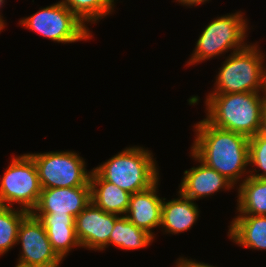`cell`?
Listing matches in <instances>:
<instances>
[{
  "mask_svg": "<svg viewBox=\"0 0 266 267\" xmlns=\"http://www.w3.org/2000/svg\"><path fill=\"white\" fill-rule=\"evenodd\" d=\"M193 127L196 137L190 151L235 186L242 183L249 176L250 170L247 168L249 166V138L233 131L214 127L204 118Z\"/></svg>",
  "mask_w": 266,
  "mask_h": 267,
  "instance_id": "cell-1",
  "label": "cell"
},
{
  "mask_svg": "<svg viewBox=\"0 0 266 267\" xmlns=\"http://www.w3.org/2000/svg\"><path fill=\"white\" fill-rule=\"evenodd\" d=\"M205 106L204 119L208 123L251 138L259 130L264 112V93L208 94Z\"/></svg>",
  "mask_w": 266,
  "mask_h": 267,
  "instance_id": "cell-2",
  "label": "cell"
},
{
  "mask_svg": "<svg viewBox=\"0 0 266 267\" xmlns=\"http://www.w3.org/2000/svg\"><path fill=\"white\" fill-rule=\"evenodd\" d=\"M153 153L140 146H129L93 170L131 195L150 188L160 178Z\"/></svg>",
  "mask_w": 266,
  "mask_h": 267,
  "instance_id": "cell-3",
  "label": "cell"
},
{
  "mask_svg": "<svg viewBox=\"0 0 266 267\" xmlns=\"http://www.w3.org/2000/svg\"><path fill=\"white\" fill-rule=\"evenodd\" d=\"M257 43L232 52L222 62L208 94L266 92V58Z\"/></svg>",
  "mask_w": 266,
  "mask_h": 267,
  "instance_id": "cell-4",
  "label": "cell"
},
{
  "mask_svg": "<svg viewBox=\"0 0 266 267\" xmlns=\"http://www.w3.org/2000/svg\"><path fill=\"white\" fill-rule=\"evenodd\" d=\"M248 24L241 11L217 16L203 28L186 65L199 64L228 51L232 53L243 49L248 45L245 42L250 29Z\"/></svg>",
  "mask_w": 266,
  "mask_h": 267,
  "instance_id": "cell-5",
  "label": "cell"
},
{
  "mask_svg": "<svg viewBox=\"0 0 266 267\" xmlns=\"http://www.w3.org/2000/svg\"><path fill=\"white\" fill-rule=\"evenodd\" d=\"M19 25L62 44L87 41L93 37L89 27L60 1L20 19Z\"/></svg>",
  "mask_w": 266,
  "mask_h": 267,
  "instance_id": "cell-6",
  "label": "cell"
},
{
  "mask_svg": "<svg viewBox=\"0 0 266 267\" xmlns=\"http://www.w3.org/2000/svg\"><path fill=\"white\" fill-rule=\"evenodd\" d=\"M0 179V206L17 203L19 209L31 213L42 190L33 159L27 153L13 156Z\"/></svg>",
  "mask_w": 266,
  "mask_h": 267,
  "instance_id": "cell-7",
  "label": "cell"
},
{
  "mask_svg": "<svg viewBox=\"0 0 266 267\" xmlns=\"http://www.w3.org/2000/svg\"><path fill=\"white\" fill-rule=\"evenodd\" d=\"M77 153L71 150L27 153L36 165L41 188L90 186L91 171Z\"/></svg>",
  "mask_w": 266,
  "mask_h": 267,
  "instance_id": "cell-8",
  "label": "cell"
},
{
  "mask_svg": "<svg viewBox=\"0 0 266 267\" xmlns=\"http://www.w3.org/2000/svg\"><path fill=\"white\" fill-rule=\"evenodd\" d=\"M21 253L16 266L19 267H60L62 259L53 250L42 223L29 213L18 229L17 245Z\"/></svg>",
  "mask_w": 266,
  "mask_h": 267,
  "instance_id": "cell-9",
  "label": "cell"
},
{
  "mask_svg": "<svg viewBox=\"0 0 266 267\" xmlns=\"http://www.w3.org/2000/svg\"><path fill=\"white\" fill-rule=\"evenodd\" d=\"M119 217L103 211L91 202L75 217L76 235L81 247L95 252L108 248L111 231Z\"/></svg>",
  "mask_w": 266,
  "mask_h": 267,
  "instance_id": "cell-10",
  "label": "cell"
},
{
  "mask_svg": "<svg viewBox=\"0 0 266 267\" xmlns=\"http://www.w3.org/2000/svg\"><path fill=\"white\" fill-rule=\"evenodd\" d=\"M91 203L90 186L42 189L31 214L79 215Z\"/></svg>",
  "mask_w": 266,
  "mask_h": 267,
  "instance_id": "cell-11",
  "label": "cell"
},
{
  "mask_svg": "<svg viewBox=\"0 0 266 267\" xmlns=\"http://www.w3.org/2000/svg\"><path fill=\"white\" fill-rule=\"evenodd\" d=\"M191 158L200 165L184 171L183 179L179 185V192L185 197L193 199L195 202L205 197L213 196L219 191L234 189L235 185L225 176L218 173L203 163L192 151Z\"/></svg>",
  "mask_w": 266,
  "mask_h": 267,
  "instance_id": "cell-12",
  "label": "cell"
},
{
  "mask_svg": "<svg viewBox=\"0 0 266 267\" xmlns=\"http://www.w3.org/2000/svg\"><path fill=\"white\" fill-rule=\"evenodd\" d=\"M160 179L150 188L133 193L129 199L126 217L135 226L145 230L155 238L153 229L160 228L163 198L158 193Z\"/></svg>",
  "mask_w": 266,
  "mask_h": 267,
  "instance_id": "cell-13",
  "label": "cell"
},
{
  "mask_svg": "<svg viewBox=\"0 0 266 267\" xmlns=\"http://www.w3.org/2000/svg\"><path fill=\"white\" fill-rule=\"evenodd\" d=\"M178 198L166 201L163 198L161 226L164 234H179L188 231L196 224L200 209L195 201L185 197L181 192L177 191Z\"/></svg>",
  "mask_w": 266,
  "mask_h": 267,
  "instance_id": "cell-14",
  "label": "cell"
},
{
  "mask_svg": "<svg viewBox=\"0 0 266 267\" xmlns=\"http://www.w3.org/2000/svg\"><path fill=\"white\" fill-rule=\"evenodd\" d=\"M43 225L53 250L62 259L81 244L76 235L75 218L71 215L32 214Z\"/></svg>",
  "mask_w": 266,
  "mask_h": 267,
  "instance_id": "cell-15",
  "label": "cell"
},
{
  "mask_svg": "<svg viewBox=\"0 0 266 267\" xmlns=\"http://www.w3.org/2000/svg\"><path fill=\"white\" fill-rule=\"evenodd\" d=\"M228 227L227 236L238 246L266 250V216L237 215Z\"/></svg>",
  "mask_w": 266,
  "mask_h": 267,
  "instance_id": "cell-16",
  "label": "cell"
},
{
  "mask_svg": "<svg viewBox=\"0 0 266 267\" xmlns=\"http://www.w3.org/2000/svg\"><path fill=\"white\" fill-rule=\"evenodd\" d=\"M91 202L107 213L125 216L131 194L103 180L93 169L90 174Z\"/></svg>",
  "mask_w": 266,
  "mask_h": 267,
  "instance_id": "cell-17",
  "label": "cell"
},
{
  "mask_svg": "<svg viewBox=\"0 0 266 267\" xmlns=\"http://www.w3.org/2000/svg\"><path fill=\"white\" fill-rule=\"evenodd\" d=\"M236 187L238 215L266 216V178L248 176Z\"/></svg>",
  "mask_w": 266,
  "mask_h": 267,
  "instance_id": "cell-18",
  "label": "cell"
},
{
  "mask_svg": "<svg viewBox=\"0 0 266 267\" xmlns=\"http://www.w3.org/2000/svg\"><path fill=\"white\" fill-rule=\"evenodd\" d=\"M154 240L152 235L135 226L126 216H120L111 231L109 246L120 250H138L151 245Z\"/></svg>",
  "mask_w": 266,
  "mask_h": 267,
  "instance_id": "cell-19",
  "label": "cell"
},
{
  "mask_svg": "<svg viewBox=\"0 0 266 267\" xmlns=\"http://www.w3.org/2000/svg\"><path fill=\"white\" fill-rule=\"evenodd\" d=\"M116 0H60L85 25L96 24L110 15L116 6Z\"/></svg>",
  "mask_w": 266,
  "mask_h": 267,
  "instance_id": "cell-20",
  "label": "cell"
},
{
  "mask_svg": "<svg viewBox=\"0 0 266 267\" xmlns=\"http://www.w3.org/2000/svg\"><path fill=\"white\" fill-rule=\"evenodd\" d=\"M28 214L19 208L0 206V256L16 246L19 226Z\"/></svg>",
  "mask_w": 266,
  "mask_h": 267,
  "instance_id": "cell-21",
  "label": "cell"
},
{
  "mask_svg": "<svg viewBox=\"0 0 266 267\" xmlns=\"http://www.w3.org/2000/svg\"><path fill=\"white\" fill-rule=\"evenodd\" d=\"M249 165L256 167L249 170L252 178H266V138L254 135L249 138ZM261 172V173H259Z\"/></svg>",
  "mask_w": 266,
  "mask_h": 267,
  "instance_id": "cell-22",
  "label": "cell"
},
{
  "mask_svg": "<svg viewBox=\"0 0 266 267\" xmlns=\"http://www.w3.org/2000/svg\"><path fill=\"white\" fill-rule=\"evenodd\" d=\"M175 263H176L175 267H217V266L210 265L208 263L198 262L195 259L192 260L186 257L184 258L183 256L178 258Z\"/></svg>",
  "mask_w": 266,
  "mask_h": 267,
  "instance_id": "cell-23",
  "label": "cell"
},
{
  "mask_svg": "<svg viewBox=\"0 0 266 267\" xmlns=\"http://www.w3.org/2000/svg\"><path fill=\"white\" fill-rule=\"evenodd\" d=\"M207 1L210 0H175V2L180 3L183 6H187V7H193V6H198L201 4H205Z\"/></svg>",
  "mask_w": 266,
  "mask_h": 267,
  "instance_id": "cell-24",
  "label": "cell"
},
{
  "mask_svg": "<svg viewBox=\"0 0 266 267\" xmlns=\"http://www.w3.org/2000/svg\"><path fill=\"white\" fill-rule=\"evenodd\" d=\"M257 135L266 138V112L264 111L261 117L260 126Z\"/></svg>",
  "mask_w": 266,
  "mask_h": 267,
  "instance_id": "cell-25",
  "label": "cell"
},
{
  "mask_svg": "<svg viewBox=\"0 0 266 267\" xmlns=\"http://www.w3.org/2000/svg\"><path fill=\"white\" fill-rule=\"evenodd\" d=\"M5 3V0H0V11L2 9V7L4 6L3 4ZM0 22L5 26L7 23L5 22L3 16L1 15V12H0Z\"/></svg>",
  "mask_w": 266,
  "mask_h": 267,
  "instance_id": "cell-26",
  "label": "cell"
},
{
  "mask_svg": "<svg viewBox=\"0 0 266 267\" xmlns=\"http://www.w3.org/2000/svg\"><path fill=\"white\" fill-rule=\"evenodd\" d=\"M264 111L266 112V92L264 93Z\"/></svg>",
  "mask_w": 266,
  "mask_h": 267,
  "instance_id": "cell-27",
  "label": "cell"
},
{
  "mask_svg": "<svg viewBox=\"0 0 266 267\" xmlns=\"http://www.w3.org/2000/svg\"><path fill=\"white\" fill-rule=\"evenodd\" d=\"M4 28H5V26L0 22V33H1V31L4 30Z\"/></svg>",
  "mask_w": 266,
  "mask_h": 267,
  "instance_id": "cell-28",
  "label": "cell"
}]
</instances>
